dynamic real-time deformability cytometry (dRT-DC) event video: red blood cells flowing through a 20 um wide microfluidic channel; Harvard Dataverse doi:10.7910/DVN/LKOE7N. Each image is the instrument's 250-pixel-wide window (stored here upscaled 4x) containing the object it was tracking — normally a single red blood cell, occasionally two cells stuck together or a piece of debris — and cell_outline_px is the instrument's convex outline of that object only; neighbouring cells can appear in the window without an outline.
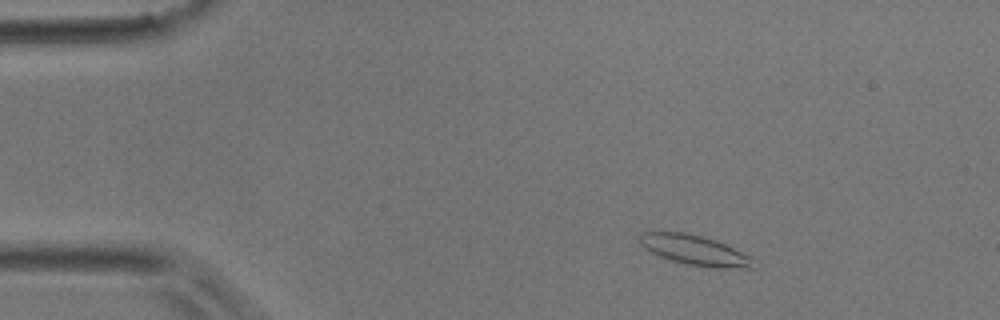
{"species": "common noctule bat (a hibernating species)", "species_latin": "Nyctalus noctula", "temperature_condition": "room temperature", "stored_images_in_passage": 39, "camera_frame_rate_fps": 3000, "um_per_image_px": 0.085, "animal": {"sex": "male", "body_mass_g": 17.9}, "frame": {"image": 1, "passage_image": 1, "time_ms": 0.0, "image_size_px": [1000, 320], "cell_outline_px": [[760, 268], [716, 268], [684, 264], [660, 256], [644, 248], [640, 244], [640, 232], [684, 232], [716, 240], [756, 260]], "centroid_in_image_um": [59.1, 21.29], "position_along_channel_um": 25.9, "area_um2": 19.83}}
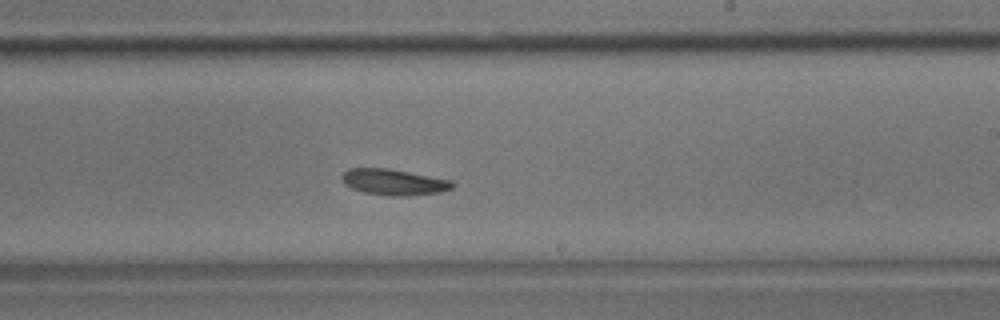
{"frame": {"image": 2, "passage_image": 21, "time_ms": 6.667, "image_size_px": [1000, 320], "cell_outline_px": [[452, 188], [440, 192], [408, 196], [384, 196], [364, 192], [352, 188], [344, 184], [340, 176], [348, 168], [388, 168], [452, 180]], "centroid_in_image_um": [33.43, 15.48], "position_along_channel_um": 255.6, "area_um2": 16.82}}
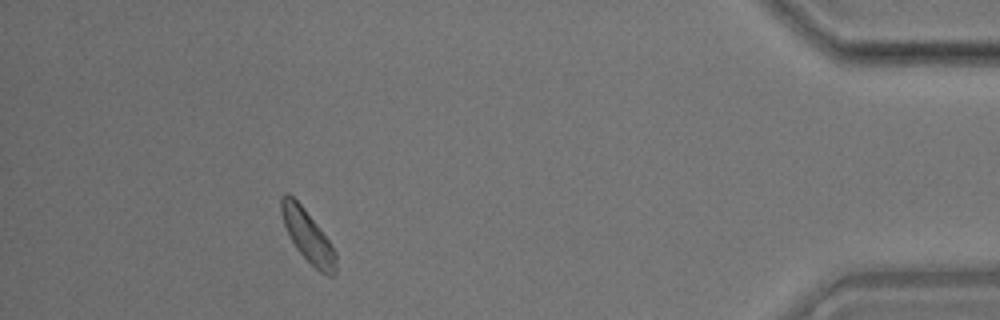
{"frame": {"image": 3, "passage_image": 35, "time_ms": 11.333, "image_size_px": [1000, 320], "cell_outline_px": [[336, 272], [332, 276], [328, 276], [320, 272], [296, 248], [284, 224], [280, 212], [280, 196], [284, 192], [288, 192], [304, 208], [328, 240], [336, 252]], "centroid_in_image_um": [26.14, 20.03], "position_along_channel_um": 409.1, "area_um2": 16.24}}